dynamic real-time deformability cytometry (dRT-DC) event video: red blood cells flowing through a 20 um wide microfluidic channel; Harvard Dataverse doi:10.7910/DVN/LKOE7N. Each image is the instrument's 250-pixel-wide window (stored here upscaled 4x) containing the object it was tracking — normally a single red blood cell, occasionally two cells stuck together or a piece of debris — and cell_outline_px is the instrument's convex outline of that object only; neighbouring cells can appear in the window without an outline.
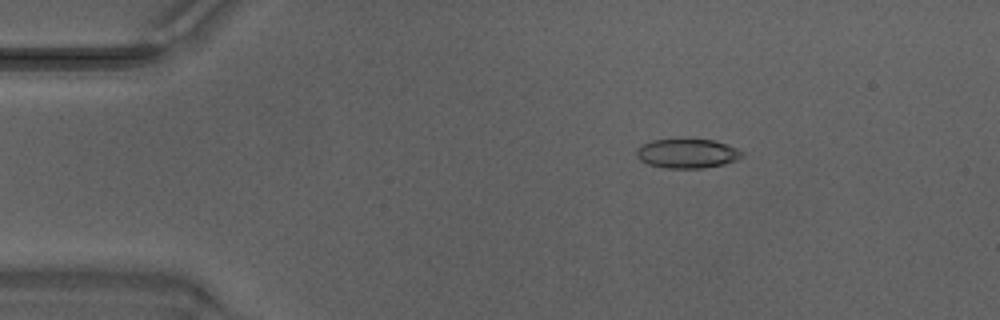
{"species": "Egyptian fruit bat (a non-hibernating species)", "species_latin": "Rousettus aegyptiacus", "temperature_condition": "warm", "stored_images_in_passage": 47, "camera_frame_rate_fps": 3000, "um_per_image_px": 0.085, "animal": {"sex": "male"}, "frame": {"image": 1, "passage_image": 7, "time_ms": 2.0, "image_size_px": [1000, 320], "cell_outline_px": [[744, 152], [736, 160], [724, 164], [704, 168], [664, 168], [648, 164], [640, 160], [636, 156], [636, 148], [652, 140], [688, 136], [712, 140], [736, 148]], "centroid_in_image_um": [58.36, 13.0], "position_along_channel_um": 26.6, "area_um2": 18.61}}
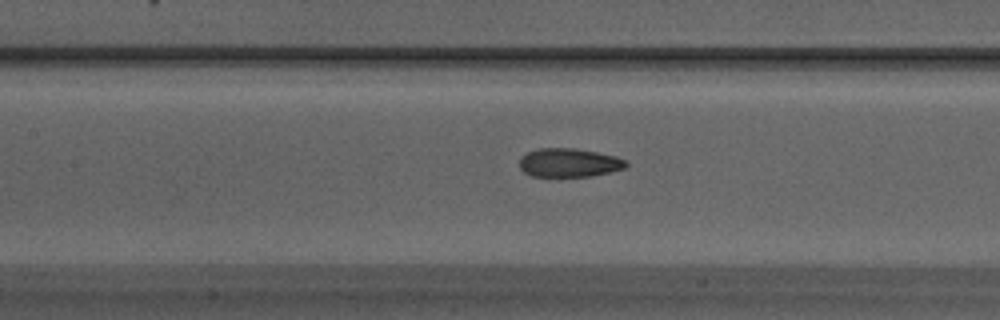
{"frame": {"image": 2, "passage_image": 21, "time_ms": 6.667, "image_size_px": [1000, 320], "cell_outline_px": [[628, 164], [624, 168], [592, 176], [532, 176], [524, 172], [520, 168], [520, 160], [528, 152], [540, 148], [576, 148], [616, 156], [628, 160]], "centroid_in_image_um": [48.4, 13.82], "position_along_channel_um": 159.0, "area_um2": 17.69}}
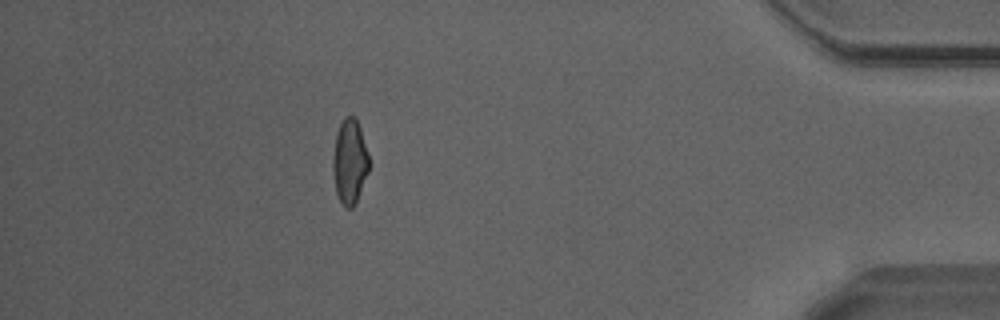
{"frame": {"image": 3, "passage_image": 42, "time_ms": 13.667, "image_size_px": [1000, 320], "cell_outline_px": [[368, 172], [356, 200], [352, 208], [344, 208], [336, 192], [332, 168], [332, 160], [336, 132], [344, 116], [356, 116], [368, 152]], "centroid_in_image_um": [29.7, 13.7], "position_along_channel_um": 405.5, "area_um2": 17.74}, "authors_computed_cell_mechanics": {"area_um2": 18.2648, "velocity_mm_per_s": 4.2505, "shape_relaxation_time_tau1_ms": 9.3767, "shape_relaxation_time_tau2_ms": 1.9006, "deformation_change_tau1": 0.2451, "deformation_change_tau2": 0.0799}}